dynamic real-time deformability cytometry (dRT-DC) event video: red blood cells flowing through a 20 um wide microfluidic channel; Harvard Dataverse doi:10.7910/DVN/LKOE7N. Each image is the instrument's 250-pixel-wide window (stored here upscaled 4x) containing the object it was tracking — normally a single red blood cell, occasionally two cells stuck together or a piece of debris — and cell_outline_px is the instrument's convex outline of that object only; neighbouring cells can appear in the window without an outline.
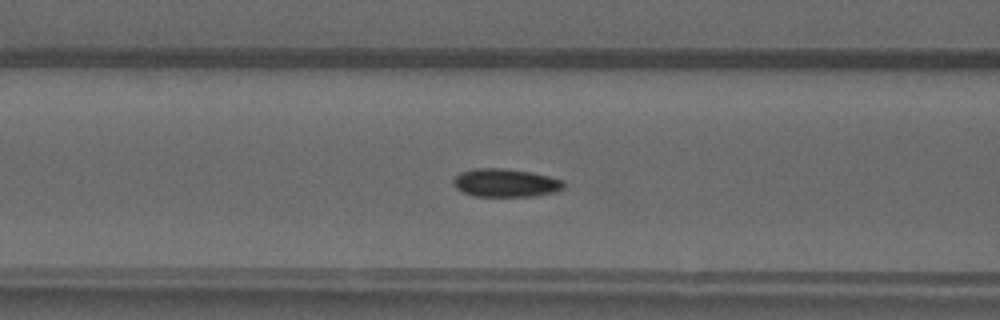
{"species": "common noctule bat (a hibernating species)", "species_latin": "Nyctalus noctula", "temperature_condition": "warm", "stored_images_in_passage": 43, "camera_frame_rate_fps": 3000, "um_per_image_px": 0.085, "animal": {"sex": "male", "forearm_length_mm": 52.5}, "frame": {"image": 1, "passage_image": 20, "time_ms": 6.333, "image_size_px": [1000, 320], "cell_outline_px": [[564, 188], [556, 192], [536, 196], [472, 196], [456, 188], [452, 184], [452, 180], [460, 172], [472, 168], [504, 168], [532, 172], [564, 180]], "centroid_in_image_um": [42.97, 15.54], "position_along_channel_um": 123.6, "area_um2": 18.38}}
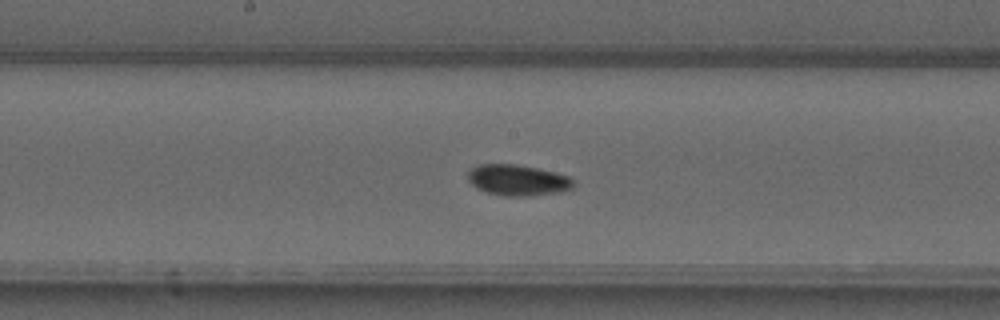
{"frame": {"image": 2, "passage_image": 26, "time_ms": 8.333, "image_size_px": [1000, 320], "cell_outline_px": [[572, 188], [560, 192], [528, 196], [504, 196], [488, 192], [476, 188], [468, 180], [468, 172], [472, 168], [480, 164], [516, 164], [556, 172], [568, 176], [572, 180]], "centroid_in_image_um": [43.99, 15.31], "position_along_channel_um": 204.2, "area_um2": 18.9}}
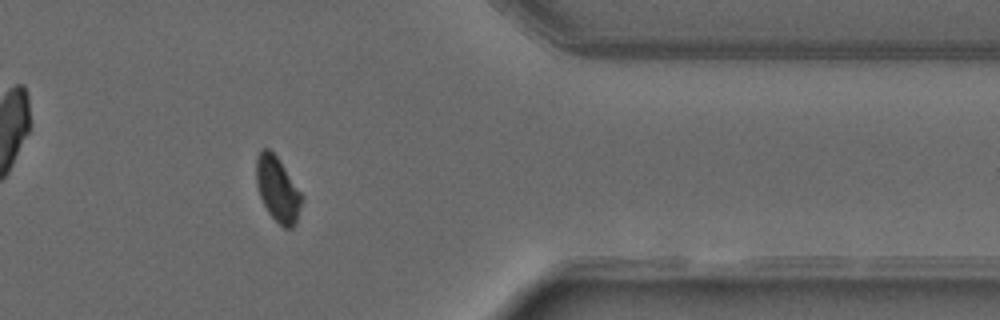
{"frame": {"image": 3, "passage_image": 41, "time_ms": 13.333, "image_size_px": [1000, 320], "cell_outline_px": [[304, 196], [296, 224], [292, 228], [284, 228], [268, 212], [260, 196], [256, 184], [256, 160], [260, 152], [264, 148], [268, 148], [276, 156]], "centroid_in_image_um": [23.61, 16.12], "position_along_channel_um": 387.8, "area_um2": 17.05}, "authors_computed_cell_mechanics": {"area_um2": 18.1492, "velocity_mm_per_s": 4.0377, "shape_relaxation_time_tau1_ms": 3.8171, "shape_relaxation_time_tau2_ms": 4.8728, "deformation_change_tau1": 0.1156, "deformation_change_tau2": 0.0418}}